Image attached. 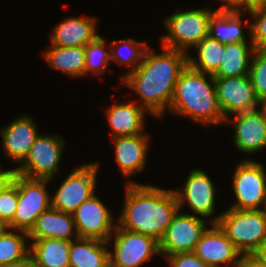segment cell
<instances>
[{"instance_id": "cell-1", "label": "cell", "mask_w": 266, "mask_h": 267, "mask_svg": "<svg viewBox=\"0 0 266 267\" xmlns=\"http://www.w3.org/2000/svg\"><path fill=\"white\" fill-rule=\"evenodd\" d=\"M162 49L156 54L149 47L140 65L121 79L125 86L137 92L143 102L140 105L159 118L168 111L178 78L188 65V53L163 46Z\"/></svg>"}, {"instance_id": "cell-2", "label": "cell", "mask_w": 266, "mask_h": 267, "mask_svg": "<svg viewBox=\"0 0 266 267\" xmlns=\"http://www.w3.org/2000/svg\"><path fill=\"white\" fill-rule=\"evenodd\" d=\"M125 187V202L117 218L118 225L159 242L180 210L175 191L135 181H129Z\"/></svg>"}, {"instance_id": "cell-3", "label": "cell", "mask_w": 266, "mask_h": 267, "mask_svg": "<svg viewBox=\"0 0 266 267\" xmlns=\"http://www.w3.org/2000/svg\"><path fill=\"white\" fill-rule=\"evenodd\" d=\"M207 75L187 65L175 85L168 111L173 115L189 117L205 126L225 124L217 102L214 77Z\"/></svg>"}, {"instance_id": "cell-4", "label": "cell", "mask_w": 266, "mask_h": 267, "mask_svg": "<svg viewBox=\"0 0 266 267\" xmlns=\"http://www.w3.org/2000/svg\"><path fill=\"white\" fill-rule=\"evenodd\" d=\"M210 219L217 223L241 254H260L266 245V209L229 208Z\"/></svg>"}, {"instance_id": "cell-5", "label": "cell", "mask_w": 266, "mask_h": 267, "mask_svg": "<svg viewBox=\"0 0 266 267\" xmlns=\"http://www.w3.org/2000/svg\"><path fill=\"white\" fill-rule=\"evenodd\" d=\"M214 12L208 8L192 9L168 16L164 22L168 33L160 38L162 46L187 53L209 36V21Z\"/></svg>"}, {"instance_id": "cell-6", "label": "cell", "mask_w": 266, "mask_h": 267, "mask_svg": "<svg viewBox=\"0 0 266 267\" xmlns=\"http://www.w3.org/2000/svg\"><path fill=\"white\" fill-rule=\"evenodd\" d=\"M48 181L17 174L18 205L13 220L7 225L10 230L29 233L37 217L51 207V197L46 190Z\"/></svg>"}, {"instance_id": "cell-7", "label": "cell", "mask_w": 266, "mask_h": 267, "mask_svg": "<svg viewBox=\"0 0 266 267\" xmlns=\"http://www.w3.org/2000/svg\"><path fill=\"white\" fill-rule=\"evenodd\" d=\"M262 163L245 159L238 163L233 173L232 186L237 199L231 209H266V173Z\"/></svg>"}, {"instance_id": "cell-8", "label": "cell", "mask_w": 266, "mask_h": 267, "mask_svg": "<svg viewBox=\"0 0 266 267\" xmlns=\"http://www.w3.org/2000/svg\"><path fill=\"white\" fill-rule=\"evenodd\" d=\"M64 145L65 140L59 135L39 134L22 165L15 168L16 174L30 179L52 180L58 171Z\"/></svg>"}, {"instance_id": "cell-9", "label": "cell", "mask_w": 266, "mask_h": 267, "mask_svg": "<svg viewBox=\"0 0 266 267\" xmlns=\"http://www.w3.org/2000/svg\"><path fill=\"white\" fill-rule=\"evenodd\" d=\"M98 166V163H89L74 169L51 198V207L73 214L80 204L95 194Z\"/></svg>"}, {"instance_id": "cell-10", "label": "cell", "mask_w": 266, "mask_h": 267, "mask_svg": "<svg viewBox=\"0 0 266 267\" xmlns=\"http://www.w3.org/2000/svg\"><path fill=\"white\" fill-rule=\"evenodd\" d=\"M114 252H109L110 267H139L160 255L159 242L151 236L122 229L114 231Z\"/></svg>"}, {"instance_id": "cell-11", "label": "cell", "mask_w": 266, "mask_h": 267, "mask_svg": "<svg viewBox=\"0 0 266 267\" xmlns=\"http://www.w3.org/2000/svg\"><path fill=\"white\" fill-rule=\"evenodd\" d=\"M207 224L203 217L180 213L179 210L159 241L160 254L167 257L177 253L193 252L206 231Z\"/></svg>"}, {"instance_id": "cell-12", "label": "cell", "mask_w": 266, "mask_h": 267, "mask_svg": "<svg viewBox=\"0 0 266 267\" xmlns=\"http://www.w3.org/2000/svg\"><path fill=\"white\" fill-rule=\"evenodd\" d=\"M217 102L224 118L260 108L249 75L214 78Z\"/></svg>"}, {"instance_id": "cell-13", "label": "cell", "mask_w": 266, "mask_h": 267, "mask_svg": "<svg viewBox=\"0 0 266 267\" xmlns=\"http://www.w3.org/2000/svg\"><path fill=\"white\" fill-rule=\"evenodd\" d=\"M79 237L110 242L116 223L110 210L96 194L84 201L73 213Z\"/></svg>"}, {"instance_id": "cell-14", "label": "cell", "mask_w": 266, "mask_h": 267, "mask_svg": "<svg viewBox=\"0 0 266 267\" xmlns=\"http://www.w3.org/2000/svg\"><path fill=\"white\" fill-rule=\"evenodd\" d=\"M183 190L176 188L174 191L178 200L179 208L182 209L185 202L188 203L193 215L203 218H211L215 208V191L217 190L209 176L201 169H193ZM182 207V208H181Z\"/></svg>"}, {"instance_id": "cell-15", "label": "cell", "mask_w": 266, "mask_h": 267, "mask_svg": "<svg viewBox=\"0 0 266 267\" xmlns=\"http://www.w3.org/2000/svg\"><path fill=\"white\" fill-rule=\"evenodd\" d=\"M193 253L209 267H235L242 255L217 223L206 229Z\"/></svg>"}, {"instance_id": "cell-16", "label": "cell", "mask_w": 266, "mask_h": 267, "mask_svg": "<svg viewBox=\"0 0 266 267\" xmlns=\"http://www.w3.org/2000/svg\"><path fill=\"white\" fill-rule=\"evenodd\" d=\"M230 122L235 128L234 144L241 152L252 154L266 148V118L261 108L225 119Z\"/></svg>"}, {"instance_id": "cell-17", "label": "cell", "mask_w": 266, "mask_h": 267, "mask_svg": "<svg viewBox=\"0 0 266 267\" xmlns=\"http://www.w3.org/2000/svg\"><path fill=\"white\" fill-rule=\"evenodd\" d=\"M3 152L16 163H22L27 157L30 148L39 136L37 125L32 118L26 114L19 116L8 126L0 129Z\"/></svg>"}, {"instance_id": "cell-18", "label": "cell", "mask_w": 266, "mask_h": 267, "mask_svg": "<svg viewBox=\"0 0 266 267\" xmlns=\"http://www.w3.org/2000/svg\"><path fill=\"white\" fill-rule=\"evenodd\" d=\"M96 19L87 16L62 20L51 31L50 44L61 47H85L99 36Z\"/></svg>"}, {"instance_id": "cell-19", "label": "cell", "mask_w": 266, "mask_h": 267, "mask_svg": "<svg viewBox=\"0 0 266 267\" xmlns=\"http://www.w3.org/2000/svg\"><path fill=\"white\" fill-rule=\"evenodd\" d=\"M149 134L113 137L115 160L123 175L131 177L145 169Z\"/></svg>"}, {"instance_id": "cell-20", "label": "cell", "mask_w": 266, "mask_h": 267, "mask_svg": "<svg viewBox=\"0 0 266 267\" xmlns=\"http://www.w3.org/2000/svg\"><path fill=\"white\" fill-rule=\"evenodd\" d=\"M72 236L79 237L73 214L65 213L53 207L37 217L34 226L28 233V239L33 241L45 238L73 241Z\"/></svg>"}, {"instance_id": "cell-21", "label": "cell", "mask_w": 266, "mask_h": 267, "mask_svg": "<svg viewBox=\"0 0 266 267\" xmlns=\"http://www.w3.org/2000/svg\"><path fill=\"white\" fill-rule=\"evenodd\" d=\"M145 112L147 111L133 101L115 104L106 109V117L113 137L133 136L144 134Z\"/></svg>"}, {"instance_id": "cell-22", "label": "cell", "mask_w": 266, "mask_h": 267, "mask_svg": "<svg viewBox=\"0 0 266 267\" xmlns=\"http://www.w3.org/2000/svg\"><path fill=\"white\" fill-rule=\"evenodd\" d=\"M108 242L78 237L71 241L70 267H110Z\"/></svg>"}, {"instance_id": "cell-23", "label": "cell", "mask_w": 266, "mask_h": 267, "mask_svg": "<svg viewBox=\"0 0 266 267\" xmlns=\"http://www.w3.org/2000/svg\"><path fill=\"white\" fill-rule=\"evenodd\" d=\"M237 42L225 44L222 63L213 74L214 78L249 75L251 58L255 51L253 43Z\"/></svg>"}, {"instance_id": "cell-24", "label": "cell", "mask_w": 266, "mask_h": 267, "mask_svg": "<svg viewBox=\"0 0 266 267\" xmlns=\"http://www.w3.org/2000/svg\"><path fill=\"white\" fill-rule=\"evenodd\" d=\"M71 241L45 238L31 242L30 254L37 267H70Z\"/></svg>"}, {"instance_id": "cell-25", "label": "cell", "mask_w": 266, "mask_h": 267, "mask_svg": "<svg viewBox=\"0 0 266 267\" xmlns=\"http://www.w3.org/2000/svg\"><path fill=\"white\" fill-rule=\"evenodd\" d=\"M50 47L44 53L48 65L72 78L85 76V47Z\"/></svg>"}, {"instance_id": "cell-26", "label": "cell", "mask_w": 266, "mask_h": 267, "mask_svg": "<svg viewBox=\"0 0 266 267\" xmlns=\"http://www.w3.org/2000/svg\"><path fill=\"white\" fill-rule=\"evenodd\" d=\"M241 15L242 12L215 10L209 21V36L223 44L247 42Z\"/></svg>"}, {"instance_id": "cell-27", "label": "cell", "mask_w": 266, "mask_h": 267, "mask_svg": "<svg viewBox=\"0 0 266 267\" xmlns=\"http://www.w3.org/2000/svg\"><path fill=\"white\" fill-rule=\"evenodd\" d=\"M224 47L222 42L207 36L195 46L197 58L188 54L187 63L197 71L213 75L222 63Z\"/></svg>"}, {"instance_id": "cell-28", "label": "cell", "mask_w": 266, "mask_h": 267, "mask_svg": "<svg viewBox=\"0 0 266 267\" xmlns=\"http://www.w3.org/2000/svg\"><path fill=\"white\" fill-rule=\"evenodd\" d=\"M111 60L121 65L130 67V71H134L143 61L145 53L149 48L145 42L133 39L112 40L110 45ZM116 48V49H115ZM127 52V56L124 52Z\"/></svg>"}, {"instance_id": "cell-29", "label": "cell", "mask_w": 266, "mask_h": 267, "mask_svg": "<svg viewBox=\"0 0 266 267\" xmlns=\"http://www.w3.org/2000/svg\"><path fill=\"white\" fill-rule=\"evenodd\" d=\"M19 232L14 233L7 228L0 235V265L16 262L29 254L30 248L27 247L25 242L28 233Z\"/></svg>"}, {"instance_id": "cell-30", "label": "cell", "mask_w": 266, "mask_h": 267, "mask_svg": "<svg viewBox=\"0 0 266 267\" xmlns=\"http://www.w3.org/2000/svg\"><path fill=\"white\" fill-rule=\"evenodd\" d=\"M105 39L98 36L94 41L85 46V76L93 74L96 76L106 73V68L111 60L109 49L106 50Z\"/></svg>"}, {"instance_id": "cell-31", "label": "cell", "mask_w": 266, "mask_h": 267, "mask_svg": "<svg viewBox=\"0 0 266 267\" xmlns=\"http://www.w3.org/2000/svg\"><path fill=\"white\" fill-rule=\"evenodd\" d=\"M254 20L247 24L255 50H266V2L255 4L249 13Z\"/></svg>"}, {"instance_id": "cell-32", "label": "cell", "mask_w": 266, "mask_h": 267, "mask_svg": "<svg viewBox=\"0 0 266 267\" xmlns=\"http://www.w3.org/2000/svg\"><path fill=\"white\" fill-rule=\"evenodd\" d=\"M249 77L257 99L266 101V50H255L251 59Z\"/></svg>"}, {"instance_id": "cell-33", "label": "cell", "mask_w": 266, "mask_h": 267, "mask_svg": "<svg viewBox=\"0 0 266 267\" xmlns=\"http://www.w3.org/2000/svg\"><path fill=\"white\" fill-rule=\"evenodd\" d=\"M18 205L17 174L13 181L0 193V219L9 224L16 213Z\"/></svg>"}, {"instance_id": "cell-34", "label": "cell", "mask_w": 266, "mask_h": 267, "mask_svg": "<svg viewBox=\"0 0 266 267\" xmlns=\"http://www.w3.org/2000/svg\"><path fill=\"white\" fill-rule=\"evenodd\" d=\"M166 260L172 267H209L193 252L169 255L166 257Z\"/></svg>"}, {"instance_id": "cell-35", "label": "cell", "mask_w": 266, "mask_h": 267, "mask_svg": "<svg viewBox=\"0 0 266 267\" xmlns=\"http://www.w3.org/2000/svg\"><path fill=\"white\" fill-rule=\"evenodd\" d=\"M225 3L224 5L219 6V9L216 11H228V12H245L250 11L255 3L252 0H218Z\"/></svg>"}, {"instance_id": "cell-36", "label": "cell", "mask_w": 266, "mask_h": 267, "mask_svg": "<svg viewBox=\"0 0 266 267\" xmlns=\"http://www.w3.org/2000/svg\"><path fill=\"white\" fill-rule=\"evenodd\" d=\"M235 267H266V260L261 254H242Z\"/></svg>"}, {"instance_id": "cell-37", "label": "cell", "mask_w": 266, "mask_h": 267, "mask_svg": "<svg viewBox=\"0 0 266 267\" xmlns=\"http://www.w3.org/2000/svg\"><path fill=\"white\" fill-rule=\"evenodd\" d=\"M15 174V168L3 170V168L0 167V193L13 181Z\"/></svg>"}, {"instance_id": "cell-38", "label": "cell", "mask_w": 266, "mask_h": 267, "mask_svg": "<svg viewBox=\"0 0 266 267\" xmlns=\"http://www.w3.org/2000/svg\"><path fill=\"white\" fill-rule=\"evenodd\" d=\"M0 267H37L34 258L29 253L25 257H23L21 260H18L16 262H12L9 264L0 265Z\"/></svg>"}, {"instance_id": "cell-39", "label": "cell", "mask_w": 266, "mask_h": 267, "mask_svg": "<svg viewBox=\"0 0 266 267\" xmlns=\"http://www.w3.org/2000/svg\"><path fill=\"white\" fill-rule=\"evenodd\" d=\"M7 224H5L1 219H0V235L7 229Z\"/></svg>"}, {"instance_id": "cell-40", "label": "cell", "mask_w": 266, "mask_h": 267, "mask_svg": "<svg viewBox=\"0 0 266 267\" xmlns=\"http://www.w3.org/2000/svg\"><path fill=\"white\" fill-rule=\"evenodd\" d=\"M260 108L263 111L265 118H266V101L260 103Z\"/></svg>"}, {"instance_id": "cell-41", "label": "cell", "mask_w": 266, "mask_h": 267, "mask_svg": "<svg viewBox=\"0 0 266 267\" xmlns=\"http://www.w3.org/2000/svg\"><path fill=\"white\" fill-rule=\"evenodd\" d=\"M261 256L266 260V245H265V247L262 249V251H261Z\"/></svg>"}, {"instance_id": "cell-42", "label": "cell", "mask_w": 266, "mask_h": 267, "mask_svg": "<svg viewBox=\"0 0 266 267\" xmlns=\"http://www.w3.org/2000/svg\"><path fill=\"white\" fill-rule=\"evenodd\" d=\"M255 4L261 3V2H266V0H252Z\"/></svg>"}]
</instances>
